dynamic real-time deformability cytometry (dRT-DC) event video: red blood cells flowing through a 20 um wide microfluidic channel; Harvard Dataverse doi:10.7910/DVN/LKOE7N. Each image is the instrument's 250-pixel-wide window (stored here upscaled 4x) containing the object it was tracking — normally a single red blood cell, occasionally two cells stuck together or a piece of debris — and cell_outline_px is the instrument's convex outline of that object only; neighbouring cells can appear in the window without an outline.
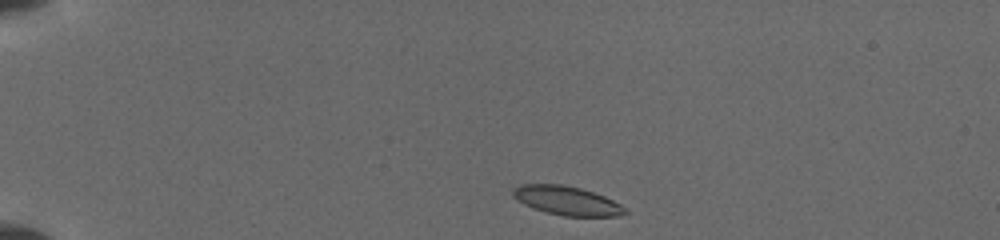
{"species": "common noctule bat (a hibernating species)", "species_latin": "Nyctalus noctula", "temperature_condition": "cold", "stored_images_in_passage": 20, "camera_frame_rate_fps": 3000, "um_per_image_px": 0.085, "animal": {"sex": "female", "body_mass_g": 19.5, "forearm_length_mm": 54.1}, "frame": {"image": 1, "passage_image": 1, "time_ms": 0.0, "image_size_px": [1000, 240], "cell_outline_px": [[628, 212], [616, 216], [564, 216], [532, 208], [524, 204], [512, 196], [512, 188], [520, 184], [560, 184], [580, 188], [604, 196], [620, 204]], "centroid_in_image_um": [48.14, 17.05], "position_along_channel_um": 36.9, "area_um2": 18.73}}
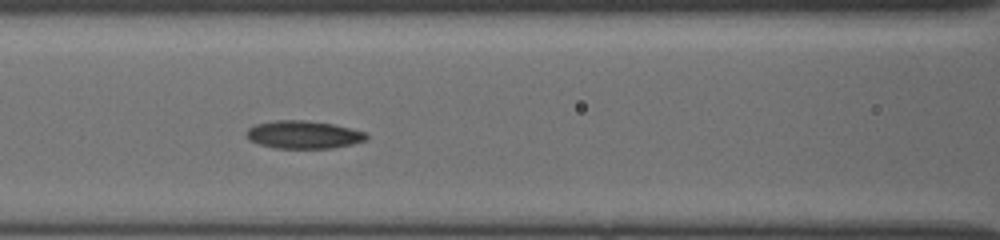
{"frame": {"image": 2, "passage_image": 12, "time_ms": 4.333, "image_size_px": [1000, 240], "cell_outline_px": [[368, 140], [352, 144], [332, 148], [276, 148], [260, 144], [252, 140], [248, 136], [248, 128], [256, 124], [276, 120], [304, 120], [332, 124], [364, 132], [368, 136]], "centroid_in_image_um": [25.83, 11.45], "position_along_channel_um": 140.8, "area_um2": 19.13}}
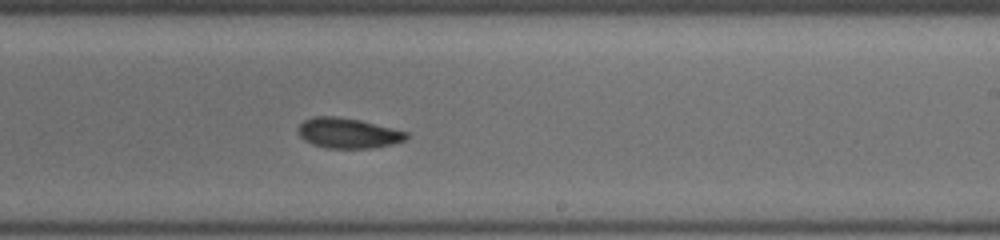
{"frame": {"image": 3, "passage_image": 20, "time_ms": 7.333, "image_size_px": [1000, 240], "cell_outline_px": [[408, 136], [404, 140], [392, 144], [372, 148], [324, 148], [312, 144], [304, 140], [296, 132], [296, 128], [304, 120], [312, 116], [336, 116], [360, 120], [408, 132]], "centroid_in_image_um": [29.52, 11.31], "position_along_channel_um": 259.5, "area_um2": 19.19}}